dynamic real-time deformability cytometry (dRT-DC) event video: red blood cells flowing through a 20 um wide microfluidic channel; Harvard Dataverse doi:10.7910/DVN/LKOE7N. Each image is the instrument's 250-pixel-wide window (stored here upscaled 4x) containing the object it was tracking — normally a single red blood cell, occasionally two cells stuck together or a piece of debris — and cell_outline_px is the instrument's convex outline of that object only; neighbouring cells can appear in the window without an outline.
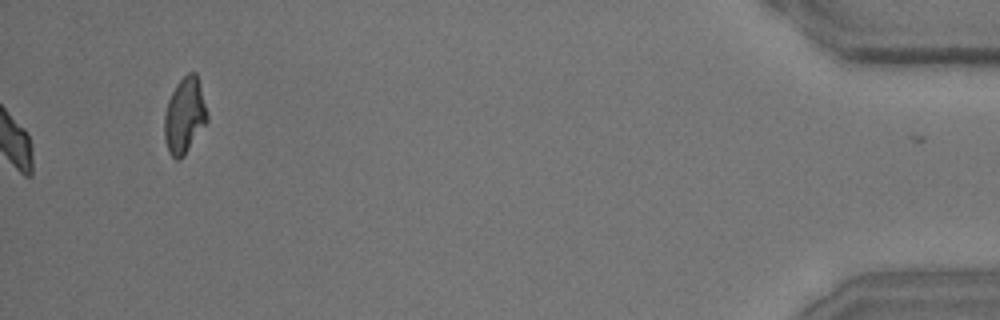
{"species": "common noctule bat (a hibernating species)", "species_latin": "Nyctalus noctula", "temperature_condition": "room temperature", "stored_images_in_passage": 55, "camera_frame_rate_fps": 3000, "um_per_image_px": 0.085, "animal": {"sex": "male", "body_mass_g": 15.6}, "frame": {"image": 1, "passage_image": 55, "time_ms": 18.0, "image_size_px": [1000, 320], "cell_outline_px": [[208, 120], [184, 156], [180, 160], [176, 160], [168, 152], [164, 136], [164, 116], [168, 100], [176, 84], [188, 72], [196, 72], [208, 116]], "centroid_in_image_um": [15.67, 9.85], "position_along_channel_um": 419.5, "area_um2": 18.79}, "authors_computed_cell_mechanics": {"area_um2": 19.2474, "velocity_mm_per_s": 3.6458, "shape_relaxation_time_tau1_ms": 6.6452, "shape_relaxation_time_tau2_ms": null, "deformation_change_tau1": 0.1925, "deformation_change_tau2": null}}